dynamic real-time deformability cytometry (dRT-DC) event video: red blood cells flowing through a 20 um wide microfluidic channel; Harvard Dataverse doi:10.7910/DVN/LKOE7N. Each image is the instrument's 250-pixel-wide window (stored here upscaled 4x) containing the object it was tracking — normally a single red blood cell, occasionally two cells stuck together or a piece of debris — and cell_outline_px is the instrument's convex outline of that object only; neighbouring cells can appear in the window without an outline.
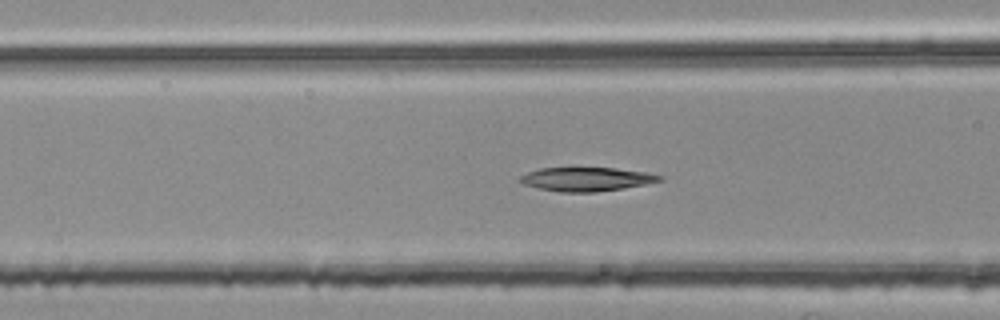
{"species": "common noctule bat (a hibernating species)", "species_latin": "Nyctalus noctula", "temperature_condition": "room temperature", "stored_images_in_passage": 53, "segment_of_instrument_passage": [2, 2], "camera_frame_rate_fps": 3000, "um_per_image_px": 0.085, "animal": {"sex": "female", "body_mass_g": 25.1}, "frame": {"image": 1, "passage_image": 21, "time_ms": 6.667, "image_size_px": [1000, 320], "cell_outline_px": [[664, 180], [644, 184], [596, 192], [560, 192], [540, 188], [524, 184], [516, 180], [520, 176], [528, 172], [540, 168], [616, 168], [648, 172], [664, 176]], "centroid_in_image_um": [49.86, 15.22], "position_along_channel_um": 116.7, "area_um2": 19.31}}
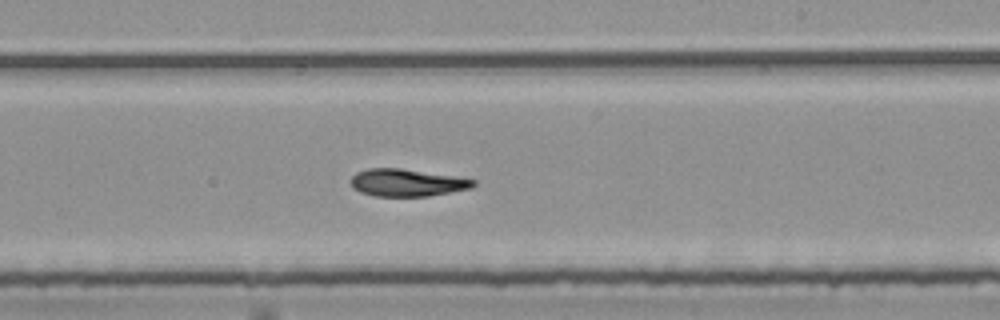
{"frame": {"image": 2, "passage_image": 32, "time_ms": 10.333, "image_size_px": [1000, 320], "cell_outline_px": [[476, 184], [472, 188], [428, 196], [376, 196], [360, 192], [352, 188], [352, 176], [356, 172], [368, 168], [400, 168], [452, 176], [476, 180]], "centroid_in_image_um": [34.57, 15.53], "position_along_channel_um": 254.4, "area_um2": 19.36}}
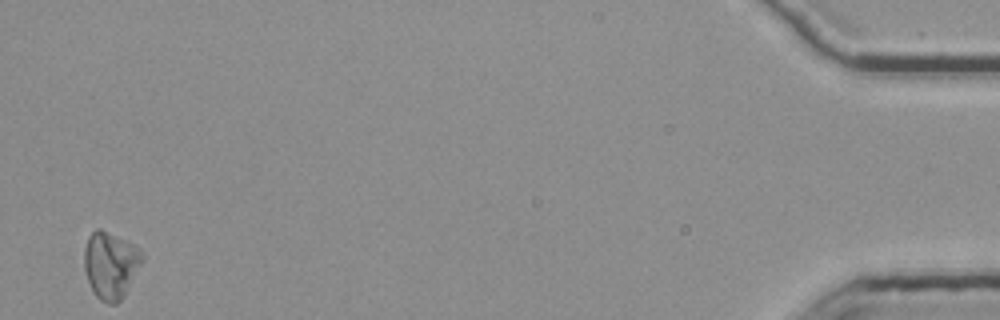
{"frame": {"image": 3, "passage_image": 53, "time_ms": 17.333, "image_size_px": [1000, 320], "cell_outline_px": [[144, 260], [124, 296], [116, 304], [108, 304], [100, 300], [96, 296], [88, 280], [84, 268], [84, 248], [88, 236], [96, 228], [100, 228], [132, 244], [144, 256]], "centroid_in_image_um": [9.39, 22.54], "position_along_channel_um": 425.8, "area_um2": 22.48}}